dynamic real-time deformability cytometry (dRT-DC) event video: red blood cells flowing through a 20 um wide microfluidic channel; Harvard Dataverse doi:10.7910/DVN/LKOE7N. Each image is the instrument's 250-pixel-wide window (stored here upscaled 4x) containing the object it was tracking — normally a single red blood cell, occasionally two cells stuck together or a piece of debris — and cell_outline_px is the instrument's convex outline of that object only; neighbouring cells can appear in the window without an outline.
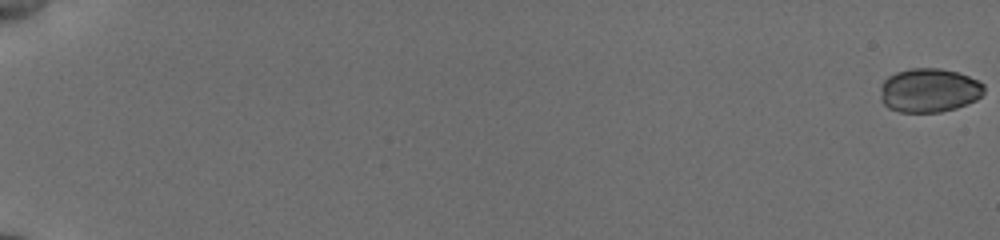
{"species": "common noctule bat (a hibernating species)", "species_latin": "Nyctalus noctula", "temperature_condition": "cold", "stored_images_in_passage": 57, "camera_frame_rate_fps": 3000, "um_per_image_px": 0.085, "animal": {"sex": "female", "body_mass_g": 19.5, "forearm_length_mm": 54.1}, "frame": {"image": 1, "passage_image": 1, "time_ms": 0.0, "image_size_px": [1000, 240], "cell_outline_px": [[984, 92], [976, 100], [956, 108], [940, 112], [900, 112], [888, 108], [880, 100], [880, 84], [888, 76], [896, 72], [912, 68], [940, 68], [956, 72], [968, 76], [984, 84]], "centroid_in_image_um": [78.94, 7.68], "position_along_channel_um": 6.1, "area_um2": 26.7}}
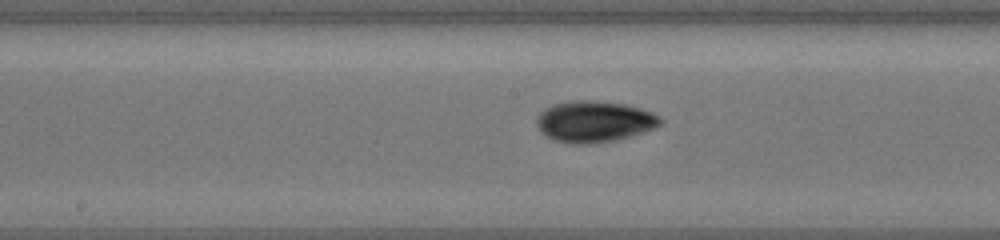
{"frame": {"image": 2, "passage_image": 33, "time_ms": 10.667, "image_size_px": [1000, 240], "cell_outline_px": [[664, 120], [660, 124], [644, 132], [616, 140], [588, 144], [572, 144], [552, 140], [540, 132], [536, 124], [536, 116], [544, 108], [552, 104], [572, 100], [600, 100], [624, 104], [640, 108], [652, 112], [660, 116]], "centroid_in_image_um": [50.47, 10.32], "position_along_channel_um": 197.7, "area_um2": 30.17}}
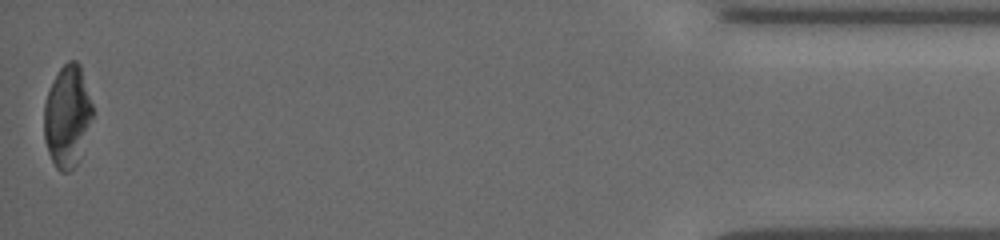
{"frame": {"image": 3, "passage_image": 57, "time_ms": 18.667, "image_size_px": [1000, 240], "cell_outline_px": [[92, 116], [80, 160], [68, 172], [60, 172], [56, 168], [48, 152], [44, 140], [44, 104], [48, 92], [60, 68], [68, 60], [76, 60], [80, 64], [92, 104]], "centroid_in_image_um": [5.72, 9.9], "position_along_channel_um": 429.5, "area_um2": 28.67}, "authors_computed_cell_mechanics": {"area_um2": 27.9752, "velocity_mm_per_s": 3.8362, "shape_relaxation_time_tau1_ms": 3.1066, "shape_relaxation_time_tau2_ms": 2.7825, "deformation_change_tau1": 0.0976, "deformation_change_tau2": 0.0335}}